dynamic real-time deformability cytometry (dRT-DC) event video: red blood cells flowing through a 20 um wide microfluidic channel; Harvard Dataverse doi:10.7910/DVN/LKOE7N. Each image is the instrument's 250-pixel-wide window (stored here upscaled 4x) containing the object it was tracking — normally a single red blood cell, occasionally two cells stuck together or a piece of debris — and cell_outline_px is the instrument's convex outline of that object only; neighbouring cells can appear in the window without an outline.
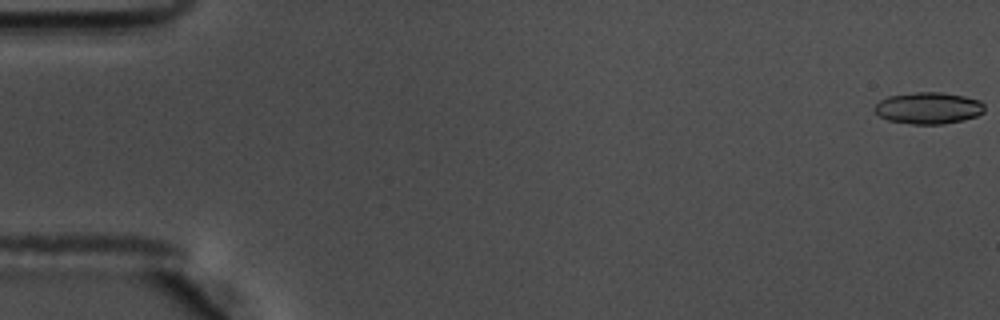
{"species": "common noctule bat (a hibernating species)", "species_latin": "Nyctalus noctula", "temperature_condition": "warm", "stored_images_in_passage": 14, "camera_frame_rate_fps": 3000, "um_per_image_px": 0.085, "animal": {"sex": "male", "body_mass_g": 17.5, "forearm_length_mm": 52.3}, "frame": {"image": 1, "passage_image": 1, "time_ms": 0.0, "image_size_px": [1000, 320], "cell_outline_px": [[984, 112], [976, 116], [964, 120], [944, 124], [912, 124], [888, 120], [880, 116], [872, 108], [880, 100], [888, 96], [916, 92], [944, 92], [964, 96], [980, 100], [984, 104]], "centroid_in_image_um": [78.93, 9.18], "position_along_channel_um": 6.1, "area_um2": 20.4}}